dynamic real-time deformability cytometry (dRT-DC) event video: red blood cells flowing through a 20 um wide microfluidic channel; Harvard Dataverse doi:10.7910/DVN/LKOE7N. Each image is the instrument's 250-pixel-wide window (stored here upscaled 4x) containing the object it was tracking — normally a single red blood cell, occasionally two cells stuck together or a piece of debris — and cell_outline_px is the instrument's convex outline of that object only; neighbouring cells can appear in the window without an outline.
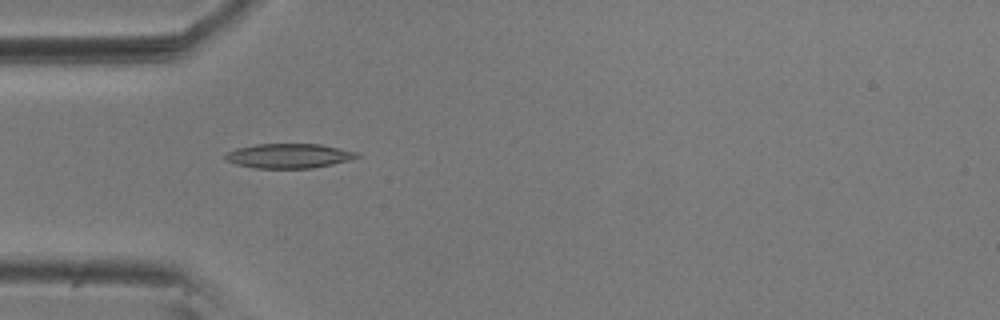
{"species": "common noctule bat (a hibernating species)", "species_latin": "Nyctalus noctula", "temperature_condition": "room temperature", "stored_images_in_passage": 56, "camera_frame_rate_fps": 3000, "um_per_image_px": 0.085, "animal": {"sex": "male", "body_mass_g": 20.5, "forearm_length_mm": 52.5}, "frame": {"image": 1, "passage_image": 17, "time_ms": 5.333, "image_size_px": [1000, 320], "cell_outline_px": [[360, 156], [348, 160], [332, 164], [312, 168], [256, 168], [236, 164], [224, 160], [224, 156], [228, 152], [236, 148], [256, 144], [320, 144], [356, 152]], "centroid_in_image_um": [24.5, 13.25], "position_along_channel_um": 60.5, "area_um2": 18.67}}
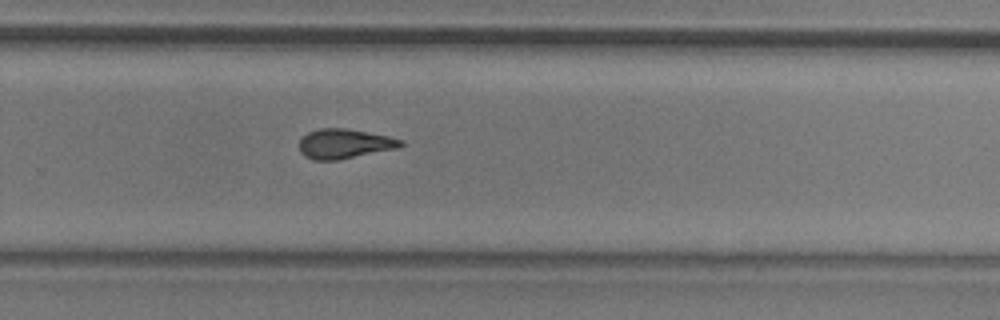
{"frame": {"image": 2, "passage_image": 37, "time_ms": 12.0, "image_size_px": [1000, 320], "cell_outline_px": [[404, 144], [400, 148], [340, 160], [312, 160], [304, 156], [300, 152], [300, 140], [308, 132], [320, 128], [344, 128], [388, 136], [404, 140]], "centroid_in_image_um": [29.3, 12.23], "position_along_channel_um": 300.5, "area_um2": 17.69}}
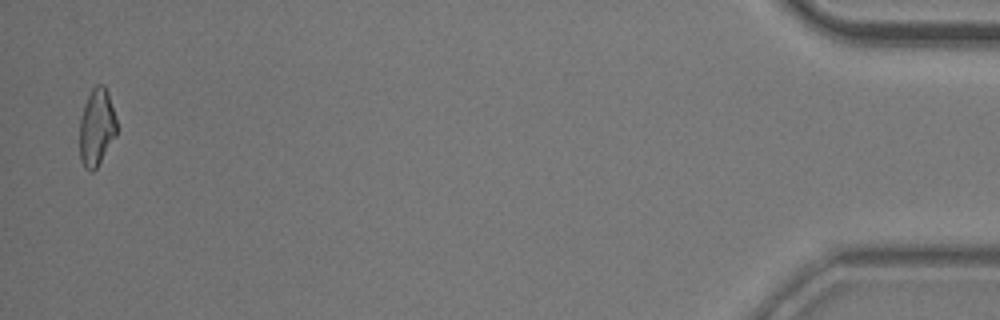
{"frame": {"image": 3, "passage_image": 55, "time_ms": 18.0, "image_size_px": [1000, 320], "cell_outline_px": [[116, 136], [96, 168], [92, 172], [84, 168], [80, 160], [80, 120], [84, 104], [92, 88], [96, 84], [104, 84], [108, 92], [116, 120]], "centroid_in_image_um": [8.2, 10.82], "position_along_channel_um": 427.0, "area_um2": 16.65}, "authors_computed_cell_mechanics": {"area_um2": 17.7157, "velocity_mm_per_s": 3.6173, "shape_relaxation_time_tau1_ms": 6.1282, "shape_relaxation_time_tau2_ms": 4.3641, "deformation_change_tau1": 0.1721, "deformation_change_tau2": 0.1197}}